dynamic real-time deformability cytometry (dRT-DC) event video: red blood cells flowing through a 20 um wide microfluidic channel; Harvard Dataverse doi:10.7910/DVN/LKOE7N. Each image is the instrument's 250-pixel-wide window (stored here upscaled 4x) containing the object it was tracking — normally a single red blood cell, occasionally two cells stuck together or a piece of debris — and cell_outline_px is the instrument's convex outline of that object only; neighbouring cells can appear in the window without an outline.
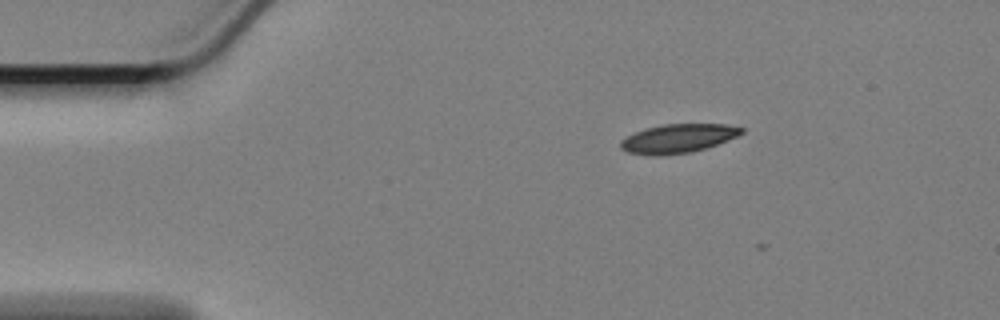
{"species": "Egyptian fruit bat (a non-hibernating species)", "species_latin": "Rousettus aegyptiacus", "temperature_condition": "cold", "stored_images_in_passage": 12, "camera_frame_rate_fps": 3000, "um_per_image_px": 0.085, "animal": {"sex": "female"}, "frame": {"image": 1, "passage_image": 1, "time_ms": 0.0, "image_size_px": [1000, 320], "cell_outline_px": [[744, 132], [736, 136], [716, 144], [704, 148], [688, 152], [628, 152], [620, 148], [620, 140], [644, 128], [664, 124], [724, 124], [744, 128]], "centroid_in_image_um": [57.67, 11.7], "position_along_channel_um": 27.3, "area_um2": 19.13}}
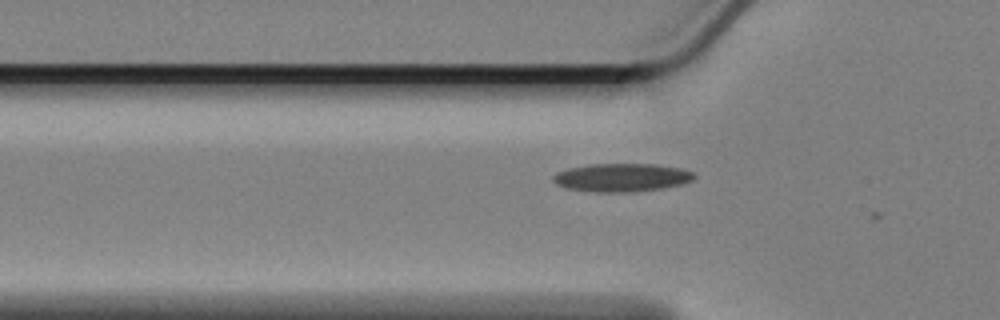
{"frame": {"image": 2, "passage_image": 10, "time_ms": 3.0, "image_size_px": [1000, 320], "cell_outline_px": [[696, 176], [692, 180], [680, 184], [660, 188], [632, 192], [596, 192], [568, 188], [556, 184], [552, 180], [552, 176], [556, 172], [568, 168], [588, 164], [656, 164], [680, 168], [692, 172]], "centroid_in_image_um": [52.8, 15.08], "position_along_channel_um": 73.0, "area_um2": 23.12}}